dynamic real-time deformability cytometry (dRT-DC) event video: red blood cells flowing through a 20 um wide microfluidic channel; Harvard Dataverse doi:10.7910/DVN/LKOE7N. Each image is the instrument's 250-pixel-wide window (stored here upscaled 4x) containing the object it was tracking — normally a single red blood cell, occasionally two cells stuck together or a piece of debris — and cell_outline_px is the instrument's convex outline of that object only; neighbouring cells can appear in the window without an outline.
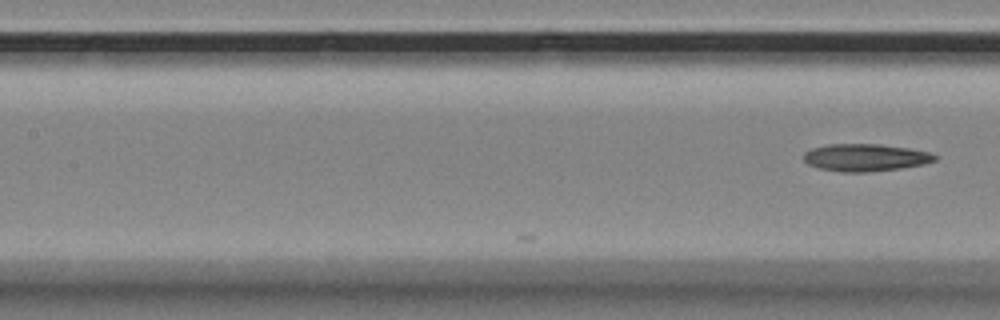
{"species": "Egyptian fruit bat (a non-hibernating species)", "species_latin": "Rousettus aegyptiacus", "temperature_condition": "room temperature", "stored_images_in_passage": 10, "camera_frame_rate_fps": 3000, "um_per_image_px": 0.085, "animal": {"sex": "female"}, "frame": {"image": 1, "passage_image": 10, "time_ms": 3.0, "image_size_px": [1000, 320], "cell_outline_px": [[936, 160], [924, 164], [900, 168], [868, 172], [840, 172], [820, 168], [808, 164], [804, 160], [804, 152], [812, 148], [828, 144], [880, 144], [908, 148], [932, 152], [936, 156]], "centroid_in_image_um": [73.56, 13.38], "position_along_channel_um": 133.8, "area_um2": 20.92}}